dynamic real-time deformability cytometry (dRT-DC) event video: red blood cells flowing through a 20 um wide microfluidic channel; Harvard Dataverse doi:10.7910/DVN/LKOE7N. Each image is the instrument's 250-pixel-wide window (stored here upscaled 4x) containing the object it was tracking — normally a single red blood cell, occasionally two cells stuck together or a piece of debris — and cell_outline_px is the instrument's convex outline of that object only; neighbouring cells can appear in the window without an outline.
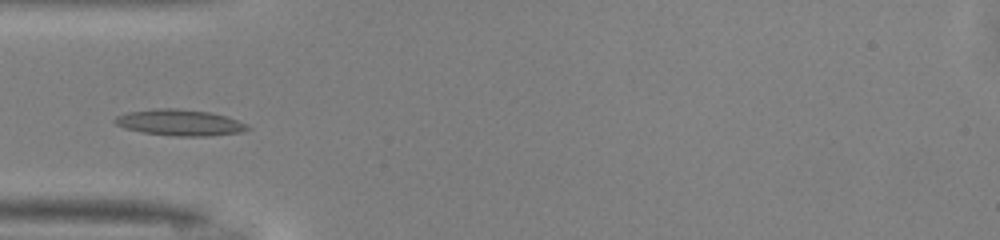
{"species": "common noctule bat (a hibernating species)", "species_latin": "Nyctalus noctula", "temperature_condition": "warm", "stored_images_in_passage": 28, "camera_frame_rate_fps": 3000, "um_per_image_px": 0.085, "animal": {"sex": "male", "body_mass_g": 13.0, "forearm_length_mm": 53.1}, "frame": {"image": 1, "passage_image": 1, "time_ms": 0.0, "image_size_px": [1000, 240], "cell_outline_px": [[252, 128], [244, 132], [208, 136], [172, 136], [144, 132], [124, 128], [116, 124], [112, 120], [116, 116], [128, 112], [156, 108], [176, 108], [208, 112], [224, 116], [248, 124]], "centroid_in_image_um": [15.29, 10.42], "position_along_channel_um": 69.7, "area_um2": 20.23}}
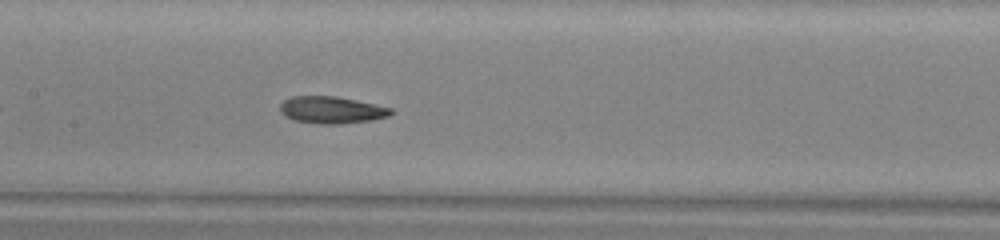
{"frame": {"image": 2, "passage_image": 9, "time_ms": 2.667, "image_size_px": [1000, 240], "cell_outline_px": [[396, 112], [388, 116], [372, 120], [340, 124], [320, 124], [296, 120], [280, 112], [280, 104], [284, 100], [292, 96], [336, 96], [356, 100], [392, 108]], "centroid_in_image_um": [28.22, 9.34], "position_along_channel_um": 179.2, "area_um2": 17.4}}
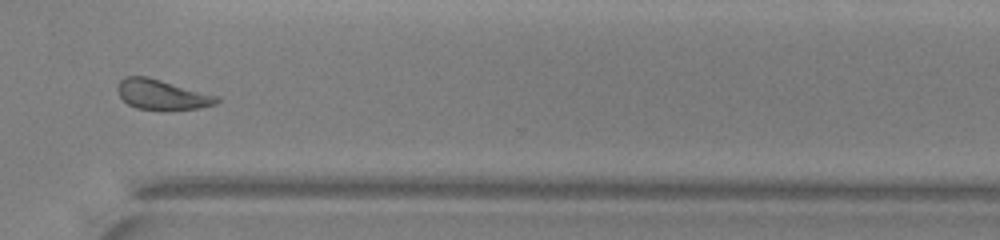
{"frame": {"image": 3, "passage_image": 22, "time_ms": 7.0, "image_size_px": [1000, 240], "cell_outline_px": [[220, 100], [216, 104], [200, 108], [136, 108], [128, 104], [120, 96], [116, 88], [120, 80], [124, 76], [148, 76], [220, 96]], "centroid_in_image_um": [13.77, 8.0], "position_along_channel_um": 356.8, "area_um2": 17.11}}